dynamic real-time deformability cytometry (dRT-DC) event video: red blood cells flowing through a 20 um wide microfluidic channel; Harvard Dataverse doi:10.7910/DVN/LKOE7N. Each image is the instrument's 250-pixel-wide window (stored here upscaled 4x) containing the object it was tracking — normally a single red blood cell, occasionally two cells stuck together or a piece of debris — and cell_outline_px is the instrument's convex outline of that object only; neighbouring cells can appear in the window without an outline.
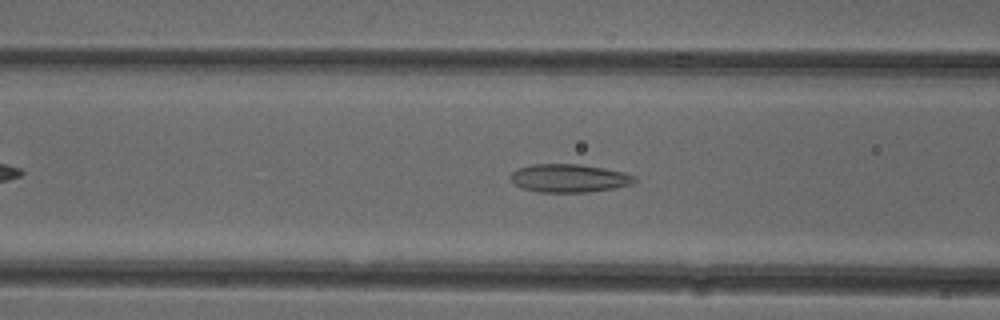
{"species": "common noctule bat (a hibernating species)", "species_latin": "Nyctalus noctula", "temperature_condition": "cold", "stored_images_in_passage": 44, "camera_frame_rate_fps": 3000, "um_per_image_px": 0.085, "animal": {"sex": "female"}, "frame": {"image": 1, "passage_image": 13, "time_ms": 4.0, "image_size_px": [1000, 320], "cell_outline_px": [[636, 180], [632, 184], [616, 188], [588, 192], [540, 192], [524, 188], [516, 184], [508, 176], [516, 168], [532, 164], [580, 164], [604, 168], [624, 172], [636, 176]], "centroid_in_image_um": [48.39, 15.14], "position_along_channel_um": 118.2, "area_um2": 20.46}}
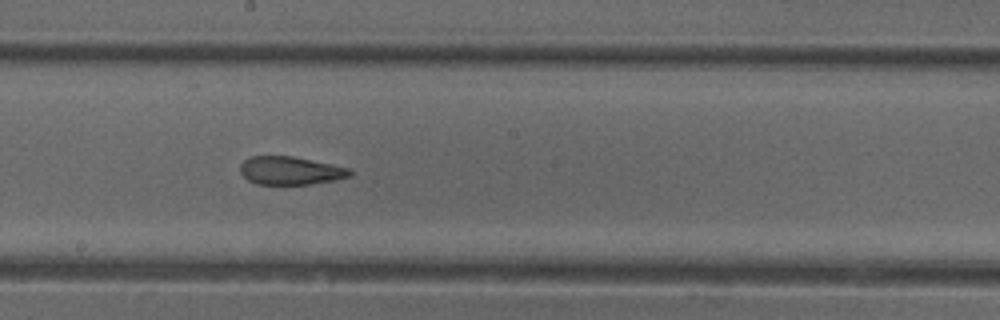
{"frame": {"image": 2, "passage_image": 21, "time_ms": 6.667, "image_size_px": [1000, 320], "cell_outline_px": [[352, 176], [336, 180], [308, 184], [256, 184], [248, 180], [240, 172], [240, 164], [244, 160], [252, 156], [292, 156], [352, 168]], "centroid_in_image_um": [24.71, 14.5], "position_along_channel_um": 223.5, "area_um2": 18.09}}
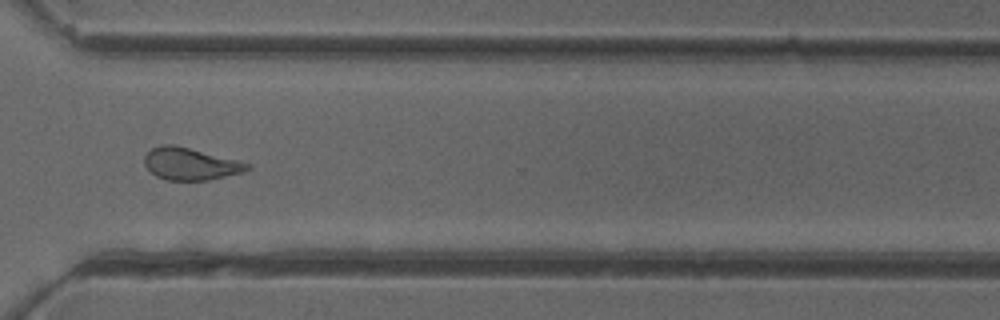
{"frame": {"image": 3, "passage_image": 31, "time_ms": 10.0, "image_size_px": [1000, 320], "cell_outline_px": [[252, 168], [240, 172], [208, 180], [168, 180], [156, 176], [144, 164], [144, 156], [152, 148], [164, 144], [172, 144], [252, 164]], "centroid_in_image_um": [16.16, 13.93], "position_along_channel_um": 354.4, "area_um2": 18.84}, "authors_computed_cell_mechanics": {"area_um2": 19.652, "velocity_mm_per_s": 3.9399, "shape_relaxation_time_tau1_ms": null, "shape_relaxation_time_tau2_ms": 1.9514, "deformation_change_tau1": null, "deformation_change_tau2": 0.1046}}